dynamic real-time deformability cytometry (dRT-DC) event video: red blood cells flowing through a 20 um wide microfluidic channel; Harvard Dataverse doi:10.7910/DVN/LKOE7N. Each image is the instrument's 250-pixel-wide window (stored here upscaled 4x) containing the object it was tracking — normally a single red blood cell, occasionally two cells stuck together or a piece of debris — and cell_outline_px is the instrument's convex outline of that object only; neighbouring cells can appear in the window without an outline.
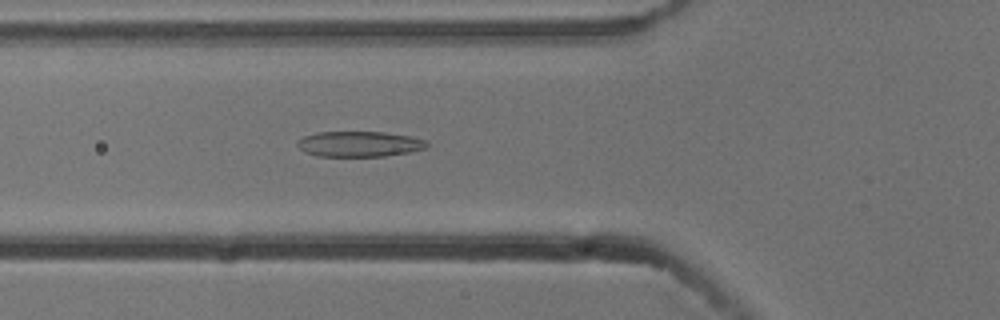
{"species": "common noctule bat (a hibernating species)", "species_latin": "Nyctalus noctula", "temperature_condition": "cold", "stored_images_in_passage": 6, "camera_frame_rate_fps": 3000, "um_per_image_px": 0.085, "animal": {"sex": "male", "body_mass_g": 13.3}, "frame": {"image": 1, "passage_image": 6, "time_ms": 1.667, "image_size_px": [1000, 320], "cell_outline_px": [[428, 148], [388, 156], [316, 156], [304, 152], [296, 144], [304, 136], [316, 132], [384, 132], [412, 136], [428, 140]], "centroid_in_image_um": [30.59, 12.24], "position_along_channel_um": 95.2, "area_um2": 19.36}}